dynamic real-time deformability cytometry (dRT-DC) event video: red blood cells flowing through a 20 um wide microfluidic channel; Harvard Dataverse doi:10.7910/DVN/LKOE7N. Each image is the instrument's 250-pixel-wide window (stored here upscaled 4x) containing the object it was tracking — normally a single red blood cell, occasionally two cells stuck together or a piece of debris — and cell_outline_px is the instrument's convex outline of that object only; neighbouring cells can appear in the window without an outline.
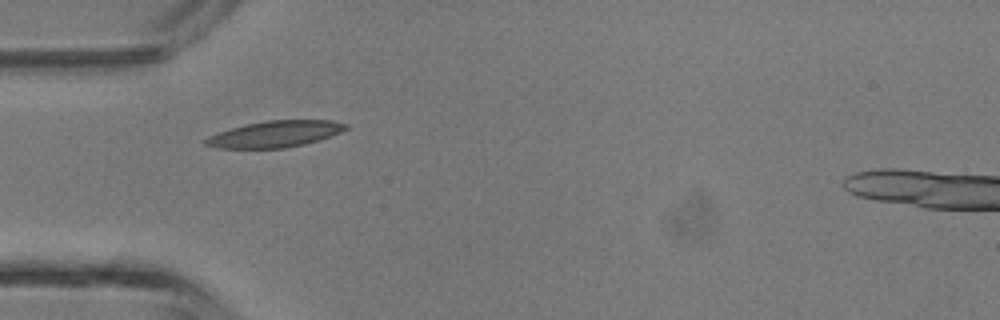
{"species": "common noctule bat (a hibernating species)", "species_latin": "Nyctalus noctula", "temperature_condition": "room temperature", "stored_images_in_passage": 29, "camera_frame_rate_fps": 3000, "um_per_image_px": 0.085, "animal": {"sex": "male", "body_mass_g": 13.3}, "frame": {"image": 1, "passage_image": 1, "time_ms": 0.0, "image_size_px": [1000, 320], "cell_outline_px": [[340, 128], [324, 136], [312, 140], [296, 144], [272, 148], [236, 148], [228, 136], [228, 132], [240, 128], [256, 124], [280, 120], [312, 120], [336, 124]], "centroid_in_image_um": [23.79, 11.35], "position_along_channel_um": 61.2, "area_um2": 16.13}}
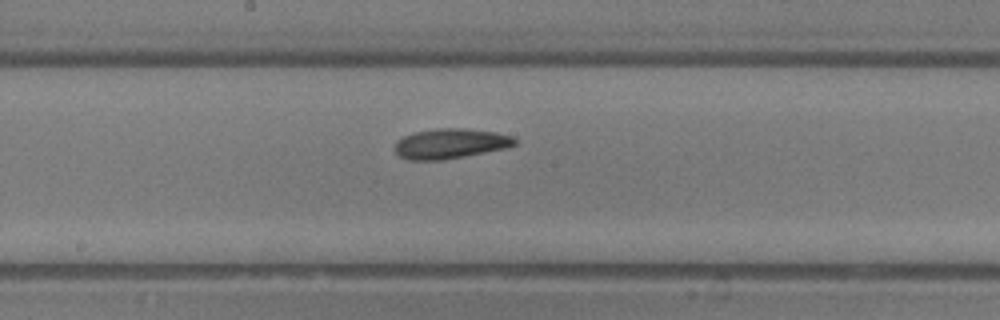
{"frame": {"image": 2, "passage_image": 10, "time_ms": 3.0, "image_size_px": [1000, 320], "cell_outline_px": [[512, 144], [476, 152], [456, 156], [408, 156], [400, 152], [400, 144], [404, 140], [412, 136], [428, 132], [472, 132], [500, 136], [512, 140]], "centroid_in_image_um": [38.3, 12.22], "position_along_channel_um": 209.9, "area_um2": 15.14}}
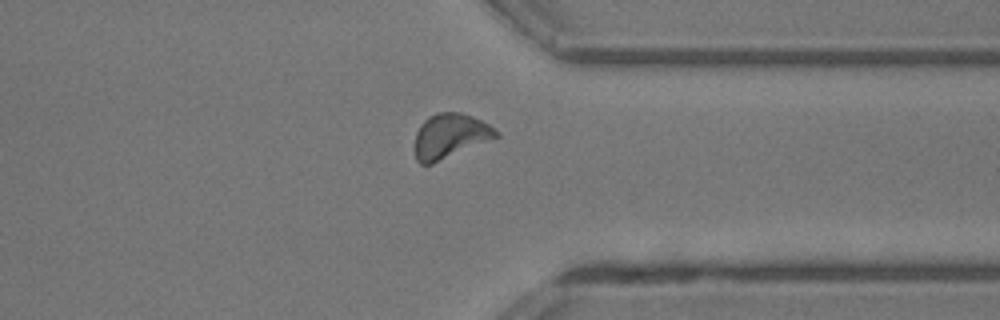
{"frame": {"image": 3, "passage_image": 20, "time_ms": 6.333, "image_size_px": [1000, 320], "cell_outline_px": [[496, 136], [428, 164], [424, 164], [416, 156], [416, 136], [420, 128], [432, 116], [460, 116], [484, 124], [496, 132]], "centroid_in_image_um": [38.16, 11.64], "position_along_channel_um": 373.2, "area_um2": 17.92}}